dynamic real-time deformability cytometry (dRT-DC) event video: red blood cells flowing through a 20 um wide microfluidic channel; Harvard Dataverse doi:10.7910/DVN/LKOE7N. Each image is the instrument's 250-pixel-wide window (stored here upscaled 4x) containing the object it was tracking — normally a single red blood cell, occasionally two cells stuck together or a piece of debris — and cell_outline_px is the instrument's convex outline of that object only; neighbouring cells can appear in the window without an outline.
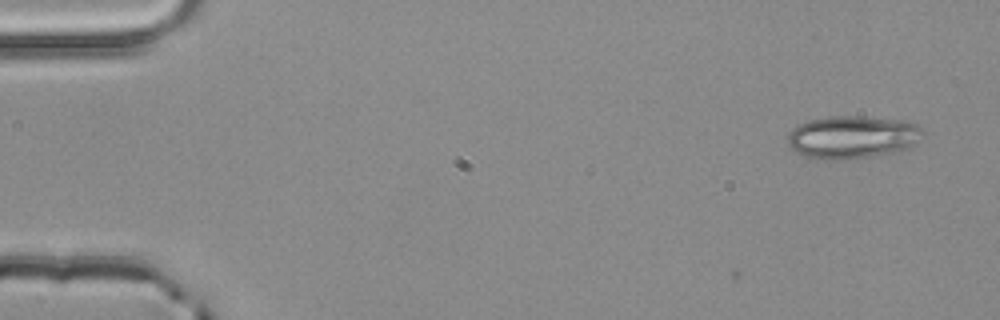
{"species": "common noctule bat (a hibernating species)", "species_latin": "Nyctalus noctula", "temperature_condition": "room temperature", "stored_images_in_passage": 2, "camera_frame_rate_fps": 3000, "um_per_image_px": 0.085, "animal": {"sex": "male", "body_mass_g": 20.4}, "frame": {"image": 1, "passage_image": 2, "time_ms": 0.333, "image_size_px": [1000, 320], "cell_outline_px": [[928, 132], [916, 144], [908, 148], [892, 152], [848, 160], [816, 160], [804, 156], [796, 152], [788, 144], [788, 132], [792, 128], [808, 120], [828, 116], [860, 116], [908, 120], [924, 128]], "centroid_in_image_um": [72.49, 11.65], "position_along_channel_um": 12.5, "area_um2": 34.51}}